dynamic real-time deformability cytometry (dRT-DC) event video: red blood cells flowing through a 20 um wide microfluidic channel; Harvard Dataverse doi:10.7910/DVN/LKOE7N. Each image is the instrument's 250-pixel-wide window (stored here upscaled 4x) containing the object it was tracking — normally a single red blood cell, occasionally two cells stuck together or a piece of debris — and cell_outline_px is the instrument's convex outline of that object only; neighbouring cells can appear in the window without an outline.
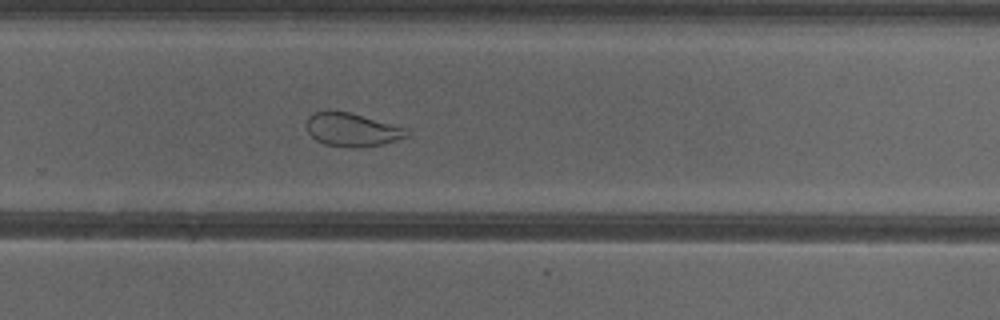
{"species": "common noctule bat (a hibernating species)", "species_latin": "Nyctalus noctula", "temperature_condition": "cold", "stored_images_in_passage": 44, "camera_frame_rate_fps": 3000, "um_per_image_px": 0.085, "animal": {"sex": "female"}, "frame": {"image": 1, "passage_image": 26, "time_ms": 8.333, "image_size_px": [1000, 320], "cell_outline_px": [[408, 136], [396, 140], [380, 144], [356, 148], [348, 148], [324, 144], [316, 140], [308, 132], [308, 116], [312, 112], [352, 112], [408, 128]], "centroid_in_image_um": [29.95, 11.03], "position_along_channel_um": 299.8, "area_um2": 19.42}, "authors_computed_cell_mechanics": {"area_um2": 25.8366, "velocity_mm_per_s": 3.8442, "shape_relaxation_time_tau1_ms": null, "shape_relaxation_time_tau2_ms": 1.0296, "deformation_change_tau1": null, "deformation_change_tau2": 0.071}}